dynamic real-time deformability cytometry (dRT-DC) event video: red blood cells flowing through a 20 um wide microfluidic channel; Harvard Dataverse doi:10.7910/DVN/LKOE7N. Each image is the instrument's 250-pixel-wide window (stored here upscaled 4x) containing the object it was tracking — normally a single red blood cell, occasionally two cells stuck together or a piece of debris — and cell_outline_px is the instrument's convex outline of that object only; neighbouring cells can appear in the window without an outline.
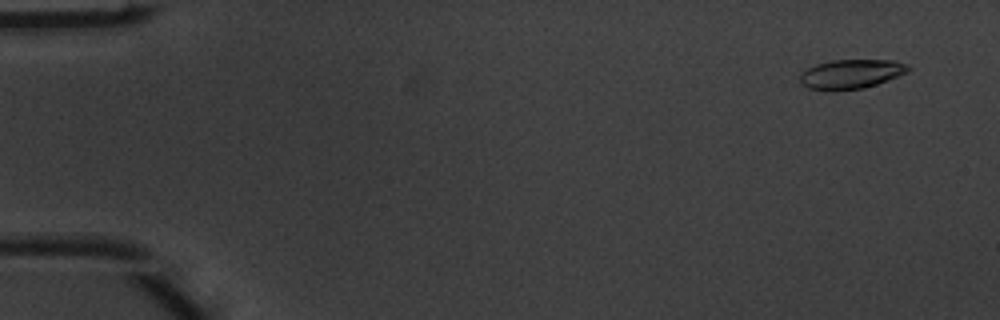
{"species": "common noctule bat (a hibernating species)", "species_latin": "Nyctalus noctula", "temperature_condition": "warm", "stored_images_in_passage": 7, "camera_frame_rate_fps": 3000, "um_per_image_px": 0.085, "animal": {"sex": "male", "body_mass_g": 20.1, "forearm_length_mm": 53.5}, "frame": {"image": 1, "passage_image": 2, "time_ms": 0.333, "image_size_px": [1000, 320], "cell_outline_px": [[912, 68], [908, 72], [888, 80], [864, 88], [808, 88], [800, 80], [800, 76], [808, 68], [816, 64], [832, 60], [892, 60], [908, 64]], "centroid_in_image_um": [72.44, 6.24], "position_along_channel_um": 12.6, "area_um2": 17.8}}
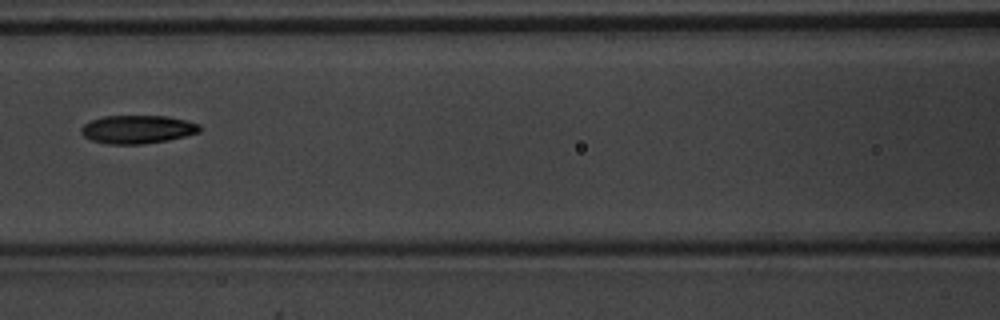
{"frame": {"image": 2, "passage_image": 7, "time_ms": 2.0, "image_size_px": [1000, 320], "cell_outline_px": [[200, 132], [168, 140], [144, 144], [108, 144], [92, 140], [84, 136], [80, 132], [80, 128], [84, 124], [92, 120], [104, 116], [168, 116], [188, 120], [200, 124]], "centroid_in_image_um": [11.7, 10.99], "position_along_channel_um": 154.9, "area_um2": 19.59}}